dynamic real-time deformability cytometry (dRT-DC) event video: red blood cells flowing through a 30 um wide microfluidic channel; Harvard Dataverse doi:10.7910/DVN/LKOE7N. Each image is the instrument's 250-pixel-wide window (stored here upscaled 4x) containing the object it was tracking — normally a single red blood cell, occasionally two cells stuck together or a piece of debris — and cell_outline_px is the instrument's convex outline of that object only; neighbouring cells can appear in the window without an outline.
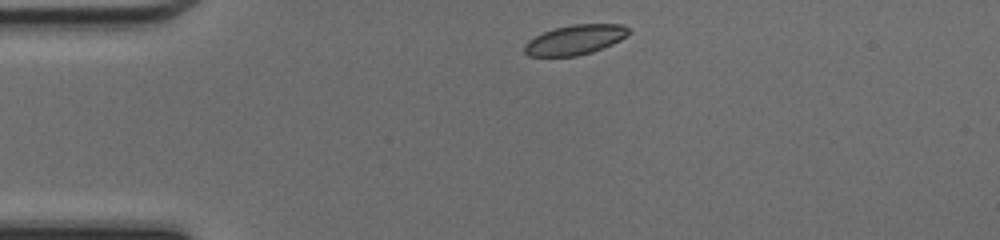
{"species": "common noctule bat (a hibernating species)", "species_latin": "Nyctalus noctula", "temperature_condition": "cold", "stored_images_in_passage": 39, "camera_frame_rate_fps": 3000, "um_per_image_px": 0.085, "animal": {"sex": "female", "body_mass_g": 17.0, "forearm_length_mm": 48.0}, "frame": {"image": 1, "passage_image": 1, "time_ms": 0.0, "image_size_px": [1000, 240], "cell_outline_px": [[628, 32], [620, 40], [612, 44], [592, 52], [576, 56], [528, 56], [524, 52], [524, 44], [528, 40], [544, 32], [556, 28], [572, 24], [624, 24], [628, 28]], "centroid_in_image_um": [48.85, 3.38], "position_along_channel_um": 36.1, "area_um2": 17.92}}
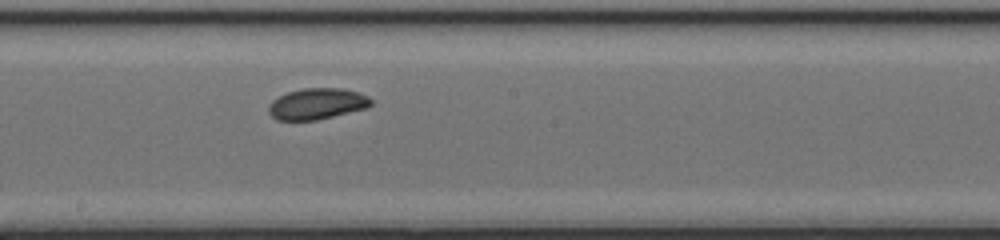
{"frame": {"image": 2, "passage_image": 17, "time_ms": 5.333, "image_size_px": [1000, 240], "cell_outline_px": [[372, 104], [368, 108], [316, 120], [276, 120], [268, 112], [268, 104], [272, 100], [288, 92], [304, 88], [344, 88], [368, 96], [372, 100]], "centroid_in_image_um": [26.95, 8.82], "position_along_channel_um": 221.3, "area_um2": 18.61}}
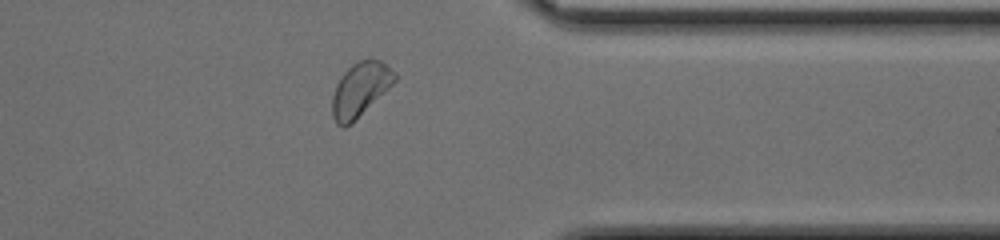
{"frame": {"image": 3, "passage_image": 29, "time_ms": 9.333, "image_size_px": [1000, 240], "cell_outline_px": [[396, 80], [384, 92], [344, 128], [340, 128], [336, 124], [332, 116], [332, 96], [336, 84], [340, 76], [352, 64], [360, 60], [372, 56], [380, 60], [396, 72]], "centroid_in_image_um": [30.59, 7.55], "position_along_channel_um": 380.8, "area_um2": 19.48}, "authors_computed_cell_mechanics": {"area_um2": 19.074, "velocity_mm_per_s": 4.2213, "shape_relaxation_time_tau1_ms": 2.0652, "shape_relaxation_time_tau2_ms": null, "deformation_change_tau1": 0.066, "deformation_change_tau2": null}}